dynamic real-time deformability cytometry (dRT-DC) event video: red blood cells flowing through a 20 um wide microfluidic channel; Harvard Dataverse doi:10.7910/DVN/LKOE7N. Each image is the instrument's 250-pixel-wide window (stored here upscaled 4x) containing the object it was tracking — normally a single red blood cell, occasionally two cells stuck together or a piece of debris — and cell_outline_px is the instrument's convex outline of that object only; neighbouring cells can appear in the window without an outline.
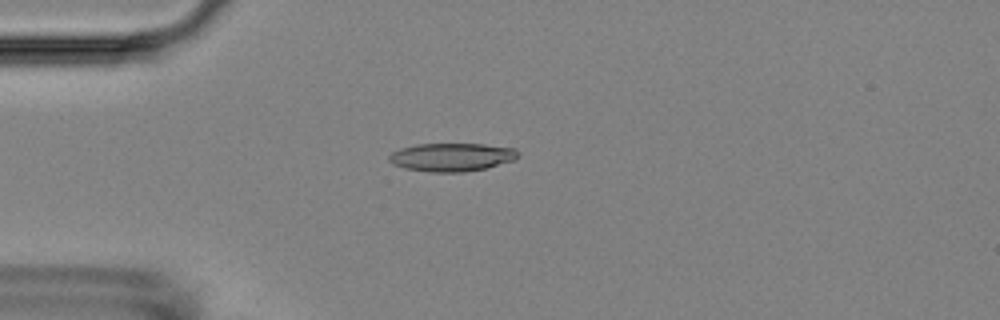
{"species": "Egyptian fruit bat (a non-hibernating species)", "species_latin": "Rousettus aegyptiacus", "temperature_condition": "room temperature", "stored_images_in_passage": 7, "camera_frame_rate_fps": 3000, "um_per_image_px": 0.085, "animal": {"sex": "female"}, "frame": {"image": 1, "passage_image": 5, "time_ms": 4.667, "image_size_px": [1000, 320], "cell_outline_px": [[520, 152], [516, 160], [488, 168], [464, 172], [428, 172], [404, 168], [392, 164], [388, 160], [388, 156], [392, 152], [400, 148], [416, 144], [484, 144], [512, 148]], "centroid_in_image_um": [38.4, 13.36], "position_along_channel_um": 46.6, "area_um2": 21.5}}